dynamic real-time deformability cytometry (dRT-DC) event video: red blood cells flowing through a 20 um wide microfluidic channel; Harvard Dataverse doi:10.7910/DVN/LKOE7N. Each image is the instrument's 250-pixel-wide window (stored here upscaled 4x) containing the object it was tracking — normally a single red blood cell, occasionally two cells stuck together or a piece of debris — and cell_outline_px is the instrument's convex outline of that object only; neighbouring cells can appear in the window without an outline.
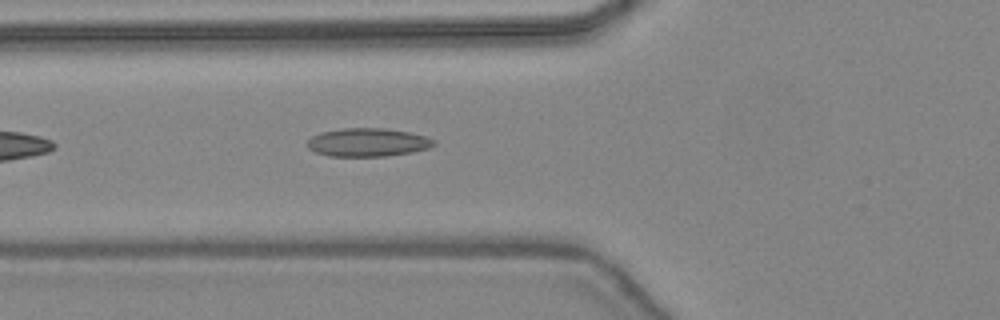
{"species": "common noctule bat (a hibernating species)", "species_latin": "Nyctalus noctula", "temperature_condition": "warm", "stored_images_in_passage": 8, "camera_frame_rate_fps": 3000, "um_per_image_px": 0.085, "animal": {"sex": "female", "body_mass_g": 24.6, "forearm_length_mm": 56.2}, "frame": {"image": 1, "passage_image": 5, "time_ms": 1.333, "image_size_px": [1000, 320], "cell_outline_px": [[436, 144], [428, 148], [412, 152], [384, 156], [328, 156], [316, 152], [308, 148], [304, 144], [312, 136], [320, 132], [340, 128], [384, 128], [408, 132], [428, 136], [436, 140]], "centroid_in_image_um": [31.24, 12.09], "position_along_channel_um": 94.6, "area_um2": 21.1}}